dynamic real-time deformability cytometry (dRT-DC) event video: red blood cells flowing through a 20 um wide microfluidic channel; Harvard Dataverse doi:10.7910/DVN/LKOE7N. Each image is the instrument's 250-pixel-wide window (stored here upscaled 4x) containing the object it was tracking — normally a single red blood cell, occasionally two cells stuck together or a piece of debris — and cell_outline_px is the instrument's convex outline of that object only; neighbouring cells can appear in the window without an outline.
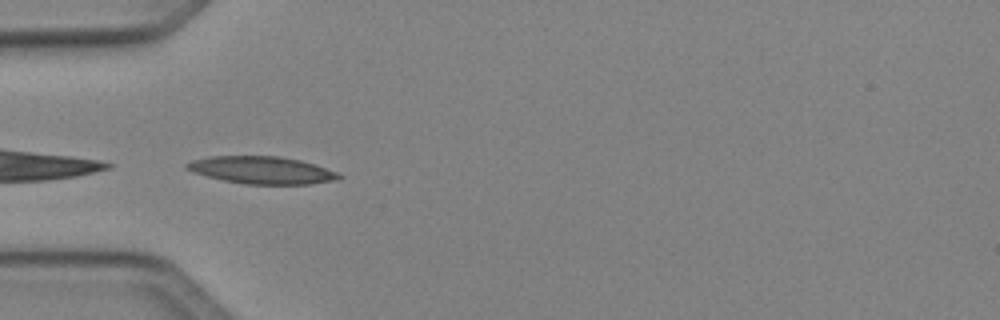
{"species": "Egyptian fruit bat (a non-hibernating species)", "species_latin": "Rousettus aegyptiacus", "temperature_condition": "cold", "stored_images_in_passage": 7, "camera_frame_rate_fps": 3000, "um_per_image_px": 0.085, "animal": {"sex": "female"}, "frame": {"image": 1, "passage_image": 1, "time_ms": 0.0, "image_size_px": [1000, 320], "cell_outline_px": [[344, 176], [336, 180], [312, 184], [244, 184], [224, 180], [192, 172], [184, 168], [184, 164], [192, 160], [212, 156], [280, 156], [300, 160], [336, 172]], "centroid_in_image_um": [22.23, 14.46], "position_along_channel_um": 62.8, "area_um2": 24.16}}
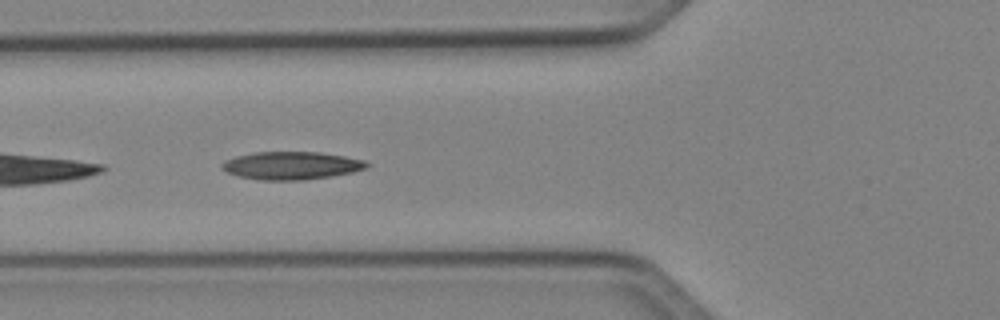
{"frame": {"image": 2, "passage_image": 4, "time_ms": 1.0, "image_size_px": [1000, 320], "cell_outline_px": [[372, 164], [368, 168], [352, 172], [332, 176], [304, 180], [260, 180], [240, 176], [228, 172], [220, 168], [220, 164], [224, 160], [236, 156], [256, 152], [320, 152], [344, 156], [364, 160]], "centroid_in_image_um": [24.79, 14.07], "position_along_channel_um": 101.0, "area_um2": 23.64}}